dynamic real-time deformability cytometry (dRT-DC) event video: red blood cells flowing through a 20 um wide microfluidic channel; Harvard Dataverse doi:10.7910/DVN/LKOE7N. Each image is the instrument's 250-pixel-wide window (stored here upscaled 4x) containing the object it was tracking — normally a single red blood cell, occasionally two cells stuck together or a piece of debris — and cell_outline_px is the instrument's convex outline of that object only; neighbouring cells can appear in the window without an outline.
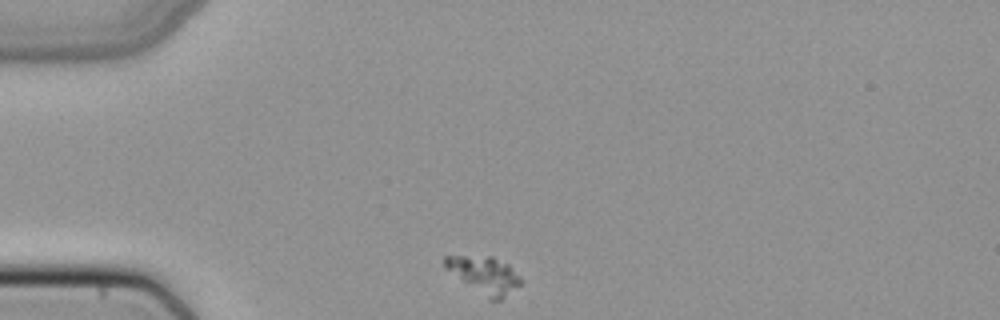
{"species": "common noctule bat (a hibernating species)", "species_latin": "Nyctalus noctula", "temperature_condition": "cold", "stored_images_in_passage": 32, "camera_frame_rate_fps": 3000, "um_per_image_px": 0.085, "animal": {"sex": "female", "body_mass_g": 22.7, "forearm_length_mm": 54.2}, "frame": {"image": 1, "passage_image": 1, "time_ms": 0.0, "image_size_px": [1000, 320], "cell_outline_px": [[524, 280], [520, 284], [500, 300], [488, 300], [444, 268], [444, 256], [492, 256], [508, 264]], "centroid_in_image_um": [41.17, 23.37], "position_along_channel_um": 43.8, "area_um2": 16.36}}
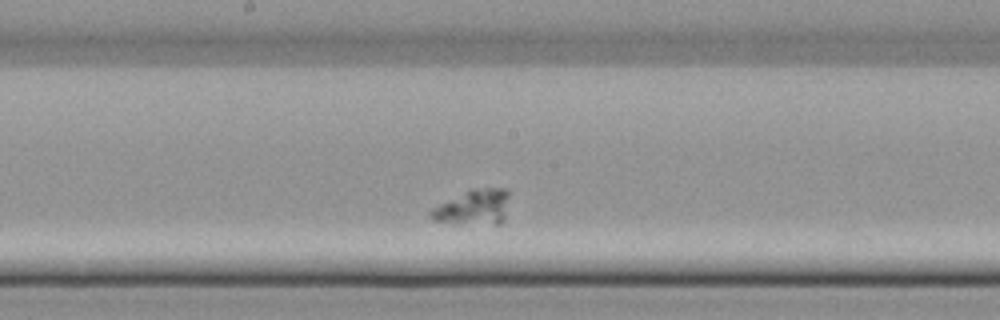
{"frame": {"image": 2, "passage_image": 16, "time_ms": 5.0, "image_size_px": [1000, 320], "cell_outline_px": [[508, 196], [504, 220], [500, 224], [496, 224], [432, 220], [428, 212], [432, 208], [472, 188], [508, 188]], "centroid_in_image_um": [40.28, 17.58], "position_along_channel_um": 207.9, "area_um2": 15.61}}
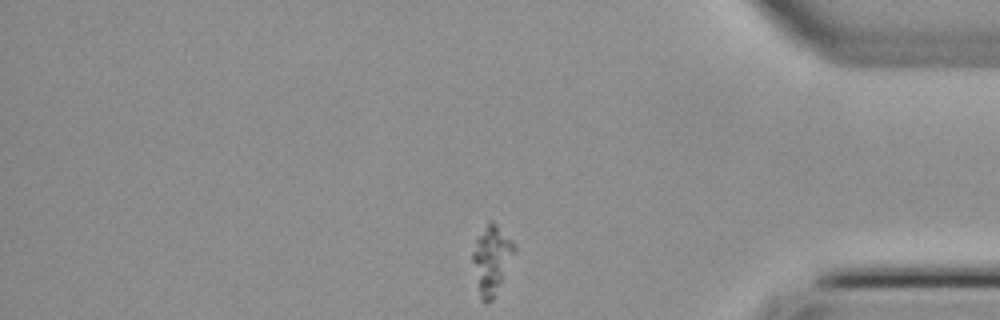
{"frame": {"image": 3, "passage_image": 32, "time_ms": 10.333, "image_size_px": [1000, 320], "cell_outline_px": [[516, 252], [492, 300], [484, 304], [480, 300], [472, 260], [472, 252], [476, 240], [488, 224], [492, 220], [512, 240], [516, 248]], "centroid_in_image_um": [41.79, 22.1], "position_along_channel_um": 393.4, "area_um2": 16.3}}